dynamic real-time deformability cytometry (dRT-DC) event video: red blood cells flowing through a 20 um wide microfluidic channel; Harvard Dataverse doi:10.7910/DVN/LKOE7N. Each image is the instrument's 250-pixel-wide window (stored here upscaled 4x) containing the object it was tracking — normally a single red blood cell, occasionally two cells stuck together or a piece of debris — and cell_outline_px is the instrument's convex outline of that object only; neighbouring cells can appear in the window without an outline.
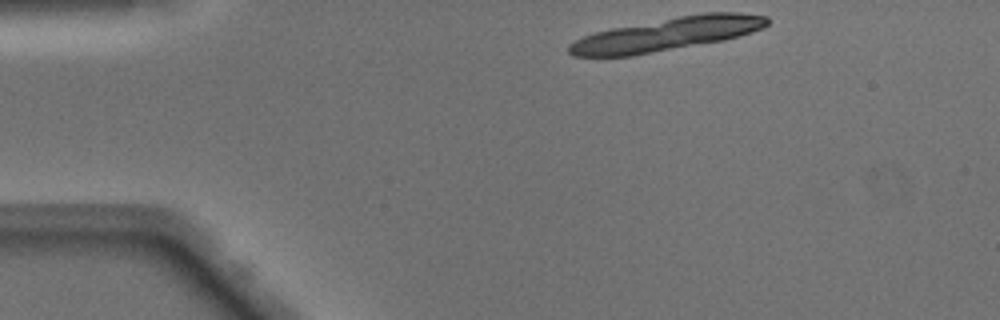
{"species": "Egyptian fruit bat (a non-hibernating species)", "species_latin": "Rousettus aegyptiacus", "temperature_condition": "warm", "stored_images_in_passage": 12, "camera_frame_rate_fps": 3000, "um_per_image_px": 0.085, "animal": {"sex": "male"}, "frame": {"image": 1, "passage_image": 1, "time_ms": 0.0, "image_size_px": [1000, 320], "cell_outline_px": [[768, 24], [764, 28], [752, 32], [724, 40], [632, 56], [572, 56], [568, 52], [568, 44], [584, 36], [596, 32], [612, 28], [680, 16], [704, 12], [740, 12], [768, 16]], "centroid_in_image_um": [56.73, 2.9], "position_along_channel_um": 28.3, "area_um2": 38.15}}